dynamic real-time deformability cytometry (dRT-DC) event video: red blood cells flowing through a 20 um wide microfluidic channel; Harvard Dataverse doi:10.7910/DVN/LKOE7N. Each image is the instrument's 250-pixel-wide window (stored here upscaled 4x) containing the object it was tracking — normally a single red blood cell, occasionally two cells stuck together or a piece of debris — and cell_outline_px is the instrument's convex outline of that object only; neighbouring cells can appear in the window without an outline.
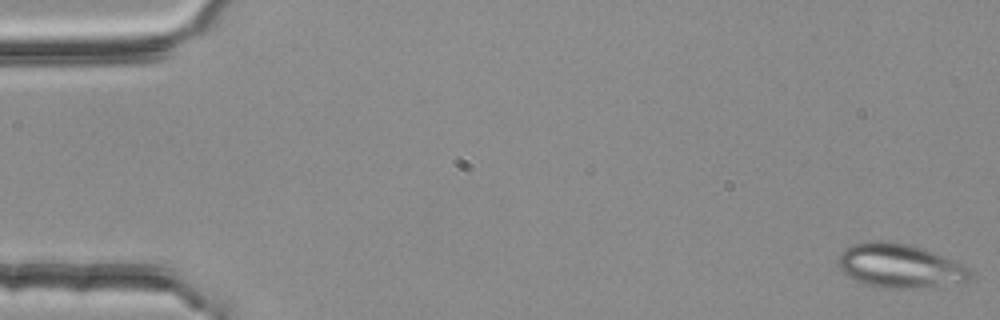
{"species": "common noctule bat (a hibernating species)", "species_latin": "Nyctalus noctula", "temperature_condition": "room temperature", "stored_images_in_passage": 4, "camera_frame_rate_fps": 3000, "um_per_image_px": 0.085, "animal": {"sex": "female", "body_mass_g": 25.1}, "frame": {"image": 1, "passage_image": 1, "time_ms": 0.0, "image_size_px": [1000, 320], "cell_outline_px": [[972, 276], [964, 284], [924, 288], [892, 288], [864, 284], [848, 276], [836, 264], [836, 260], [840, 252], [852, 244], [872, 240], [888, 240], [912, 244], [964, 264], [972, 272]], "centroid_in_image_um": [76.52, 22.59], "position_along_channel_um": 8.5, "area_um2": 34.56}}
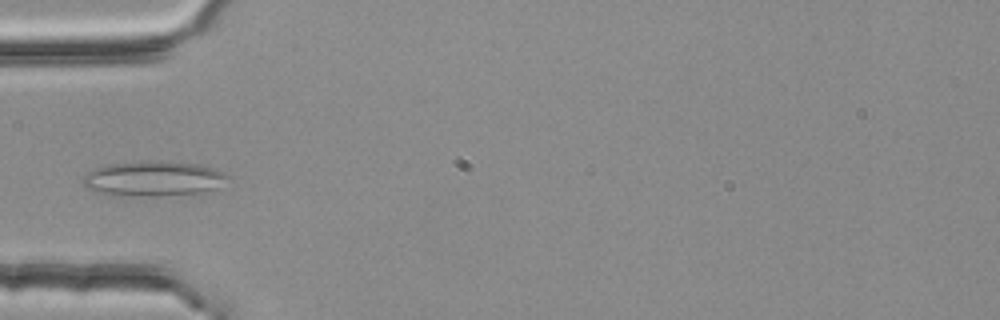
{"frame": {"image": 2, "passage_image": 4, "time_ms": 1.0, "image_size_px": [1000, 320], "cell_outline_px": [[232, 180], [208, 196], [108, 196], [84, 188], [80, 184], [84, 176], [88, 172], [96, 168], [108, 164], [132, 160], [160, 160], [196, 164], [216, 168], [232, 176]], "centroid_in_image_um": [13.17, 15.23], "position_along_channel_um": 71.8, "area_um2": 31.96}}